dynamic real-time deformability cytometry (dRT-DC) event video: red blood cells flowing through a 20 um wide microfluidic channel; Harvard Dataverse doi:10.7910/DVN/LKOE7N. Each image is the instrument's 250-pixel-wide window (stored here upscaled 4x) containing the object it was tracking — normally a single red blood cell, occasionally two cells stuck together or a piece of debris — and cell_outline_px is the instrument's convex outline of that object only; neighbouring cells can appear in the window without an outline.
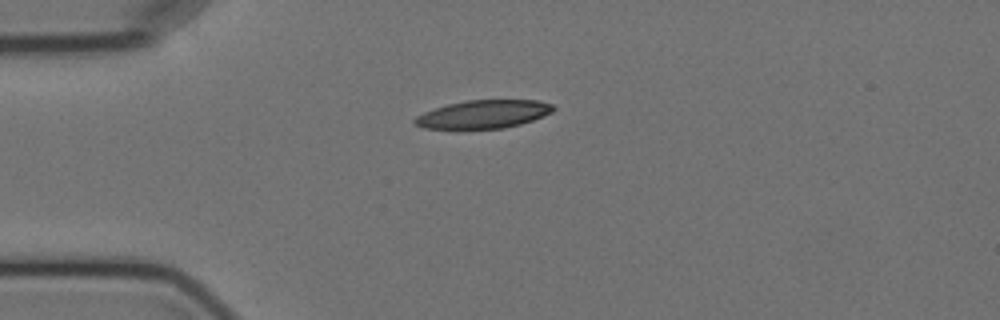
{"species": "Egyptian fruit bat (a non-hibernating species)", "species_latin": "Rousettus aegyptiacus", "temperature_condition": "cold", "stored_images_in_passage": 3, "camera_frame_rate_fps": 3000, "um_per_image_px": 0.085, "animal": {"sex": "female"}, "frame": {"image": 1, "passage_image": 1, "time_ms": 0.0, "image_size_px": [1000, 320], "cell_outline_px": [[556, 108], [552, 112], [544, 116], [520, 124], [504, 128], [424, 128], [416, 124], [412, 120], [416, 116], [424, 112], [448, 104], [468, 100], [536, 100], [552, 104]], "centroid_in_image_um": [41.12, 9.7], "position_along_channel_um": 43.9, "area_um2": 22.48}}
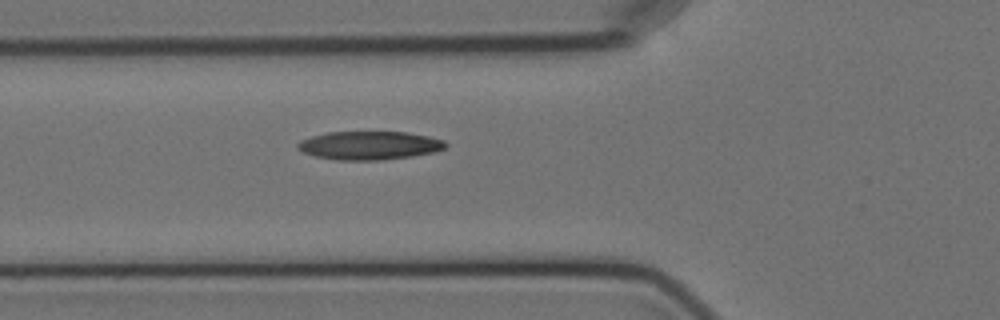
{"frame": {"image": 2, "passage_image": 3, "time_ms": 2.0, "image_size_px": [1000, 320], "cell_outline_px": [[448, 144], [444, 148], [432, 152], [412, 156], [380, 160], [336, 160], [316, 156], [304, 152], [296, 148], [296, 144], [300, 140], [312, 136], [328, 132], [404, 132], [428, 136], [444, 140]], "centroid_in_image_um": [31.37, 12.36], "position_along_channel_um": 94.4, "area_um2": 24.39}}